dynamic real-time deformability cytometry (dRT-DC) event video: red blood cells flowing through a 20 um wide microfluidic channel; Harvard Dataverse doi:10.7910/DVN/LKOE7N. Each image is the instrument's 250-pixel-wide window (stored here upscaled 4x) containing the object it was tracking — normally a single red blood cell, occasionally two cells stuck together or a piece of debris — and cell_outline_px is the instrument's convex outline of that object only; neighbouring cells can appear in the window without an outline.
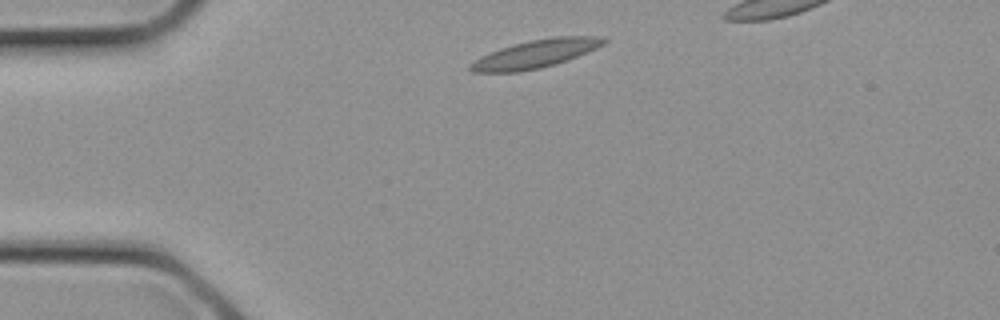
{"species": "common noctule bat (a hibernating species)", "species_latin": "Nyctalus noctula", "temperature_condition": "cold", "stored_images_in_passage": 2, "camera_frame_rate_fps": 3000, "um_per_image_px": 0.085, "animal": {"sex": "female", "body_mass_g": 21.9}, "frame": {"image": 1, "passage_image": 1, "time_ms": 0.0, "image_size_px": [1000, 320], "cell_outline_px": [[608, 40], [604, 44], [588, 52], [568, 60], [556, 64], [540, 68], [520, 72], [472, 72], [468, 68], [468, 64], [480, 56], [500, 48], [512, 44], [552, 36], [596, 36]], "centroid_in_image_um": [45.49, 4.58], "position_along_channel_um": 39.5, "area_um2": 21.96}}